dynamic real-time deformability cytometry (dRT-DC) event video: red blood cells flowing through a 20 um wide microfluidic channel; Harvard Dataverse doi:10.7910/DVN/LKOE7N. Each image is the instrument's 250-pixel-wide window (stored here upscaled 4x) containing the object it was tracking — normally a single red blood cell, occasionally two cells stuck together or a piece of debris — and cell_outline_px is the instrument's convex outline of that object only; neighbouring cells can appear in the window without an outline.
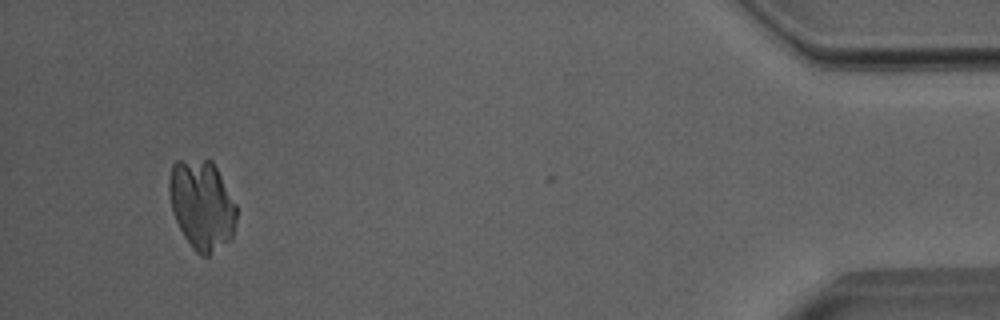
{"species": "Egyptian fruit bat (a non-hibernating species)", "species_latin": "Rousettus aegyptiacus", "temperature_condition": "room temperature", "stored_images_in_passage": 51, "camera_frame_rate_fps": 3000, "um_per_image_px": 0.085, "animal": {"sex": "male"}, "frame": {"image": 1, "passage_image": 48, "time_ms": 15.667, "image_size_px": [1000, 320], "cell_outline_px": [[236, 220], [232, 240], [208, 256], [200, 256], [192, 248], [184, 236], [172, 212], [168, 192], [168, 180], [172, 164], [176, 160], [212, 160], [236, 204]], "centroid_in_image_um": [17.15, 17.43], "position_along_channel_um": 418.1, "area_um2": 35.43}}